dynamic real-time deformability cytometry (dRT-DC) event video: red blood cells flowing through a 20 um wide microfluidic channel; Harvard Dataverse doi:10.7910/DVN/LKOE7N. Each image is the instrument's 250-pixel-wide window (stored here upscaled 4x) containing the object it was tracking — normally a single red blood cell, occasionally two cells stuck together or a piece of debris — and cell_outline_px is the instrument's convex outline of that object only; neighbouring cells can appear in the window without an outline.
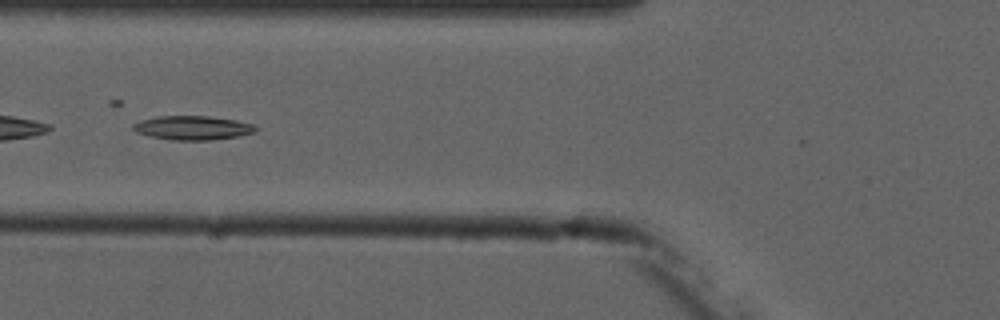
{"species": "common noctule bat (a hibernating species)", "species_latin": "Nyctalus noctula", "temperature_condition": "cold", "stored_images_in_passage": 7, "camera_frame_rate_fps": 3000, "um_per_image_px": 0.085, "animal": {"sex": "male", "forearm_length_mm": 52.5}, "frame": {"image": 1, "passage_image": 5, "time_ms": 4.667, "image_size_px": [1000, 320], "cell_outline_px": [[260, 128], [256, 132], [236, 136], [208, 140], [172, 140], [148, 136], [136, 132], [132, 128], [132, 124], [140, 120], [156, 116], [208, 116], [236, 120], [256, 124]], "centroid_in_image_um": [16.38, 10.86], "position_along_channel_um": 109.4, "area_um2": 17.34}}
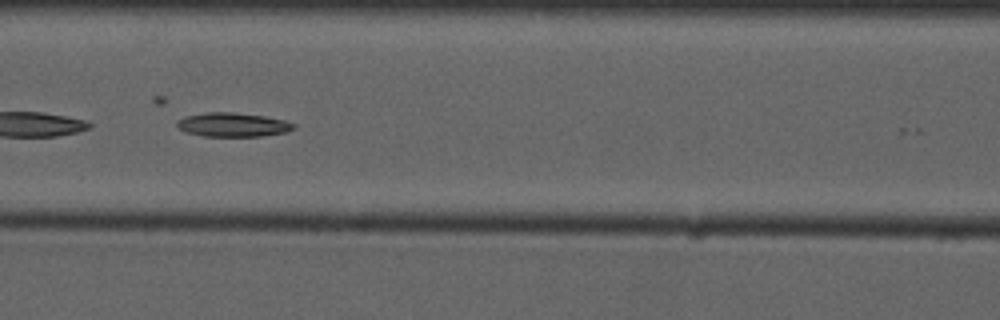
{"frame": {"image": 2, "passage_image": 6, "time_ms": 5.667, "image_size_px": [1000, 320], "cell_outline_px": [[296, 128], [284, 132], [260, 136], [204, 136], [188, 132], [176, 128], [176, 120], [188, 116], [208, 112], [232, 112], [264, 116], [284, 120], [296, 124]], "centroid_in_image_um": [19.78, 10.6], "position_along_channel_um": 146.8, "area_um2": 16.18}}
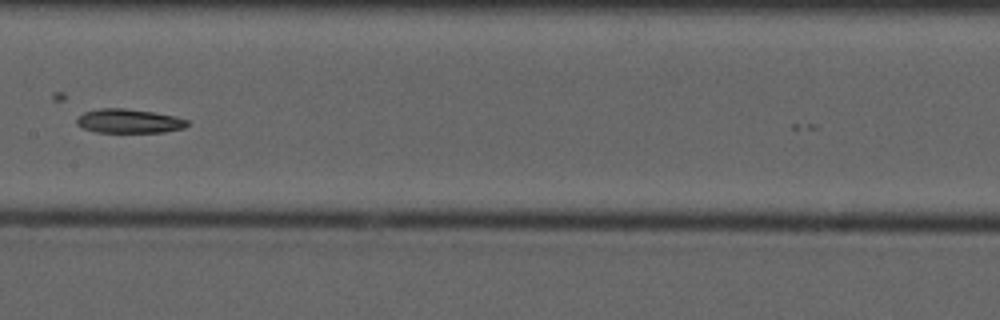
{"frame": {"image": 3, "passage_image": 7, "time_ms": 7.0, "image_size_px": [1000, 320], "cell_outline_px": [[188, 124], [184, 128], [164, 132], [96, 132], [84, 128], [76, 124], [76, 120], [84, 112], [100, 108], [128, 108], [176, 116], [188, 120]], "centroid_in_image_um": [10.97, 10.28], "position_along_channel_um": 196.4, "area_um2": 15.49}}